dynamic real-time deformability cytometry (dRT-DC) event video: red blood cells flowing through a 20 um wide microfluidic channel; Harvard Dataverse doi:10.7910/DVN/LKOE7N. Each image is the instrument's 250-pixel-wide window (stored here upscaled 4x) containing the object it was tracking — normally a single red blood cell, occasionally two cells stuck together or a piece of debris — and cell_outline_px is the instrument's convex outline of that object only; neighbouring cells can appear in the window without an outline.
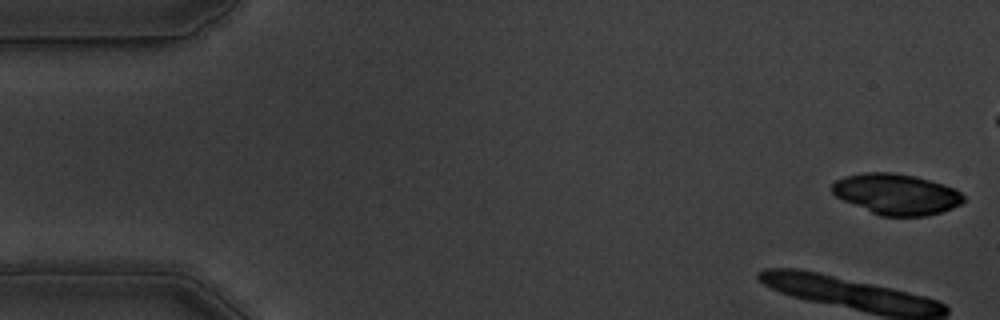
{"species": "common noctule bat (a hibernating species)", "species_latin": "Nyctalus noctula", "temperature_condition": "warm", "stored_images_in_passage": 11, "camera_frame_rate_fps": 3000, "um_per_image_px": 0.085, "animal": {"sex": "male", "body_mass_g": 19.5, "forearm_length_mm": 54.6}, "frame": {"image": 1, "passage_image": 1, "time_ms": 0.0, "image_size_px": [1000, 320], "cell_outline_px": [[964, 200], [960, 204], [952, 208], [928, 216], [880, 216], [844, 200], [836, 196], [832, 192], [832, 184], [836, 180], [844, 176], [864, 172], [892, 172], [916, 176], [956, 188], [964, 196]], "centroid_in_image_um": [76.2, 16.49], "position_along_channel_um": 8.8, "area_um2": 31.21}}